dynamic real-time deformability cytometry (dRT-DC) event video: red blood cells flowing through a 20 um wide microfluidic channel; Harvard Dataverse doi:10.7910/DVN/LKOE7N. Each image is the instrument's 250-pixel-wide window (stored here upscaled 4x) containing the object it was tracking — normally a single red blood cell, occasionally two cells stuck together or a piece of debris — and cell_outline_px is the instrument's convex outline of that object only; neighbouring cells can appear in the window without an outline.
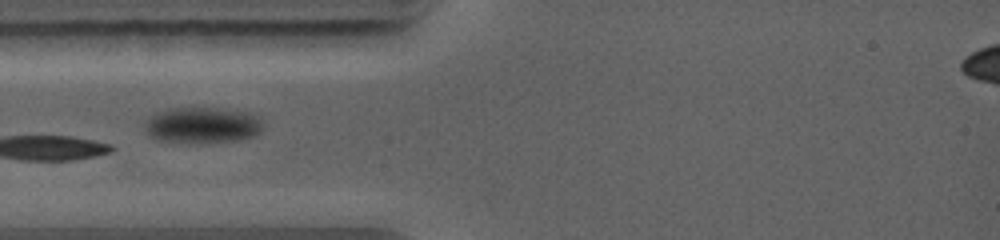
{"species": "common noctule bat (a hibernating species)", "species_latin": "Nyctalus noctula", "temperature_condition": "warm", "stored_images_in_passage": 4, "camera_frame_rate_fps": 5000, "um_per_image_px": 0.085, "animal": {"sex": "female", "body_mass_g": 19.0, "forearm_length_mm": 56.7}, "frame": {"image": 1, "passage_image": 3, "time_ms": 2.4, "image_size_px": [1000, 240], "cell_outline_px": [[264, 128], [260, 132], [252, 136], [236, 140], [156, 140], [148, 132], [144, 124], [144, 120], [156, 112], [168, 108], [220, 108], [248, 112], [260, 116], [264, 124]], "centroid_in_image_um": [17.24, 10.57], "position_along_channel_um": 67.8, "area_um2": 24.16}}
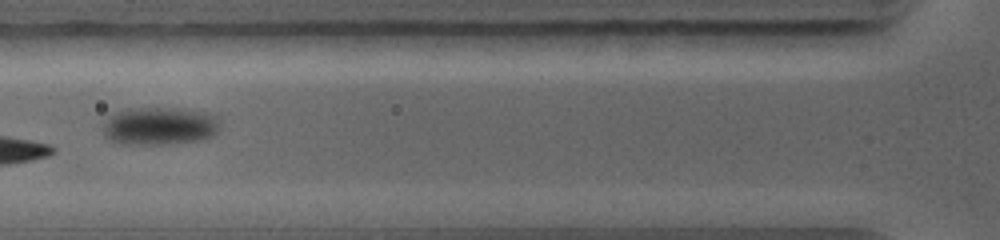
{"frame": {"image": 2, "passage_image": 4, "time_ms": 3.4, "image_size_px": [1000, 240], "cell_outline_px": [[220, 128], [212, 136], [196, 140], [164, 144], [124, 144], [112, 140], [104, 136], [100, 120], [116, 112], [128, 108], [184, 108], [208, 112], [220, 124]], "centroid_in_image_um": [13.49, 10.69], "position_along_channel_um": 112.3, "area_um2": 26.07}}